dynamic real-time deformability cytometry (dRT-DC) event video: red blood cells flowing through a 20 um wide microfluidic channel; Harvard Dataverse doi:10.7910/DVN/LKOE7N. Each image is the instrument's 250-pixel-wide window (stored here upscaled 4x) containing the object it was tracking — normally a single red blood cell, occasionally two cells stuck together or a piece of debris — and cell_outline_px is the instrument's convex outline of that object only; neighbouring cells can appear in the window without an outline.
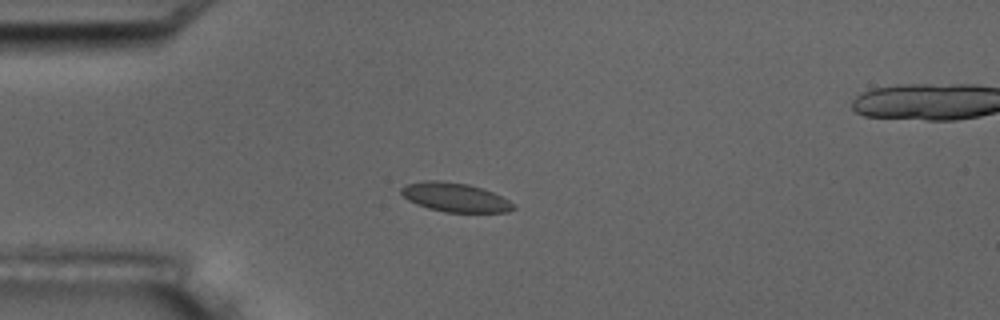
{"species": "common noctule bat (a hibernating species)", "species_latin": "Nyctalus noctula", "temperature_condition": "room temperature", "stored_images_in_passage": 15, "camera_frame_rate_fps": 3000, "um_per_image_px": 0.085, "animal": {"sex": "male", "body_mass_g": 17.5, "forearm_length_mm": 52.3}, "frame": {"image": 1, "passage_image": 3, "time_ms": 3.333, "image_size_px": [1000, 320], "cell_outline_px": [[516, 208], [508, 212], [444, 212], [428, 208], [416, 204], [408, 200], [400, 192], [400, 188], [404, 184], [424, 180], [440, 180], [468, 184], [484, 188], [508, 200]], "centroid_in_image_um": [38.63, 16.76], "position_along_channel_um": 46.4, "area_um2": 19.07}}
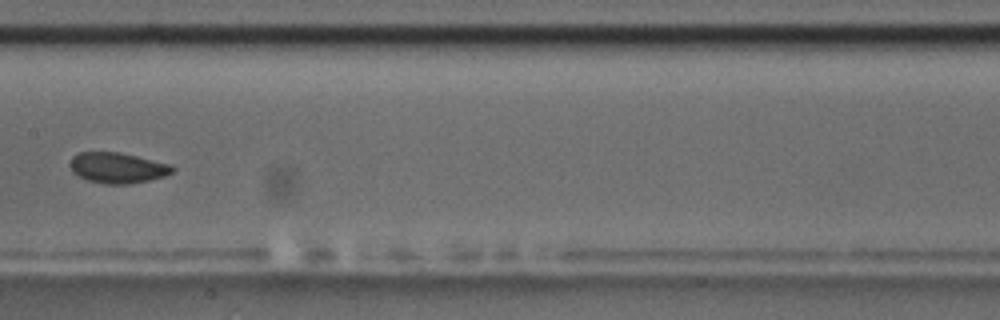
{"frame": {"image": 2, "passage_image": 7, "time_ms": 8.0, "image_size_px": [1000, 320], "cell_outline_px": [[176, 168], [172, 172], [164, 176], [148, 180], [128, 184], [104, 184], [88, 180], [72, 172], [68, 164], [72, 156], [76, 152], [120, 152], [172, 164]], "centroid_in_image_um": [9.97, 14.25], "position_along_channel_um": 197.4, "area_um2": 18.44}, "authors_computed_cell_mechanics": {"area_um2": 18.7272, "velocity_mm_per_s": 3.6091, "shape_relaxation_time_tau1_ms": 1.9146, "shape_relaxation_time_tau2_ms": null, "deformation_change_tau1": 0.048, "deformation_change_tau2": null}}